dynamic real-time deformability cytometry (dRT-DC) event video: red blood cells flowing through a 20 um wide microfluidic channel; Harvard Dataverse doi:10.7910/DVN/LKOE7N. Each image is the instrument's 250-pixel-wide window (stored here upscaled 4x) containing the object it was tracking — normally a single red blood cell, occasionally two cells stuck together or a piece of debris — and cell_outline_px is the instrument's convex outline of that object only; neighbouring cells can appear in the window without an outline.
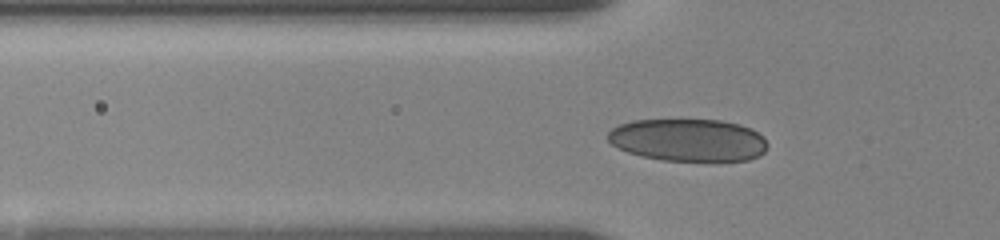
{"species": "human", "species_latin": "Homo sapiens", "temperature_condition": "room temperature", "stored_images_in_passage": 28, "camera_frame_rate_fps": 3000, "um_per_image_px": 0.085, "donor": {"sex": "female"}, "frame": {"image": 1, "passage_image": 13, "time_ms": 4.333, "image_size_px": [1000, 240], "cell_outline_px": [[768, 144], [764, 152], [760, 156], [748, 160], [664, 160], [640, 156], [628, 152], [612, 144], [608, 140], [608, 132], [612, 128], [620, 124], [632, 120], [720, 120], [740, 124], [752, 128], [764, 136]], "centroid_in_image_um": [58.53, 11.89], "position_along_channel_um": 67.3, "area_um2": 39.54}}
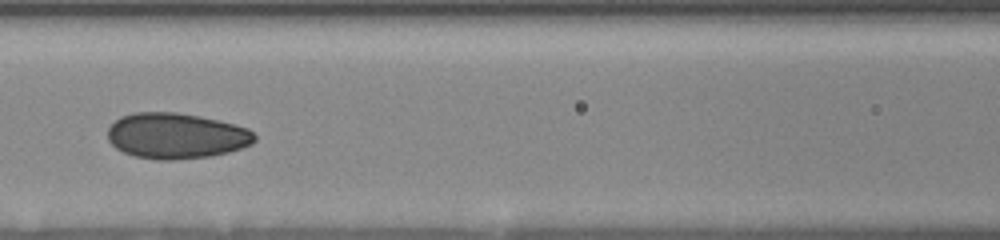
{"frame": {"image": 2, "passage_image": 19, "time_ms": 6.667, "image_size_px": [1000, 240], "cell_outline_px": [[256, 140], [252, 144], [228, 152], [212, 156], [176, 160], [160, 160], [136, 156], [124, 152], [116, 148], [108, 140], [108, 128], [120, 116], [136, 112], [176, 112], [200, 116], [248, 128], [256, 136]], "centroid_in_image_um": [14.97, 11.55], "position_along_channel_um": 151.6, "area_um2": 39.07}}
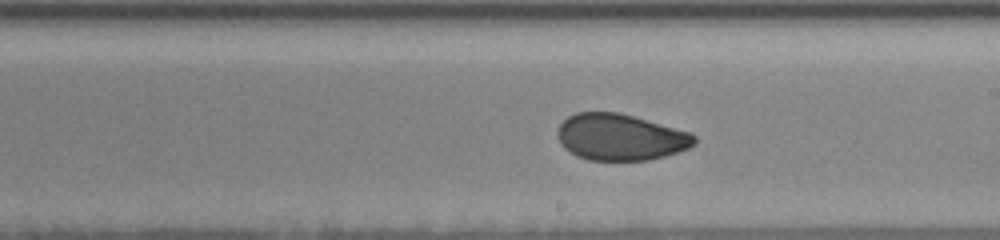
{"frame": {"image": 3, "passage_image": 26, "time_ms": 9.0, "image_size_px": [1000, 240], "cell_outline_px": [[696, 144], [688, 148], [664, 156], [648, 160], [588, 160], [576, 156], [564, 148], [560, 144], [556, 136], [556, 132], [560, 124], [568, 116], [576, 112], [620, 112], [692, 132], [696, 136]], "centroid_in_image_um": [52.72, 11.65], "position_along_channel_um": 236.3, "area_um2": 37.4}}